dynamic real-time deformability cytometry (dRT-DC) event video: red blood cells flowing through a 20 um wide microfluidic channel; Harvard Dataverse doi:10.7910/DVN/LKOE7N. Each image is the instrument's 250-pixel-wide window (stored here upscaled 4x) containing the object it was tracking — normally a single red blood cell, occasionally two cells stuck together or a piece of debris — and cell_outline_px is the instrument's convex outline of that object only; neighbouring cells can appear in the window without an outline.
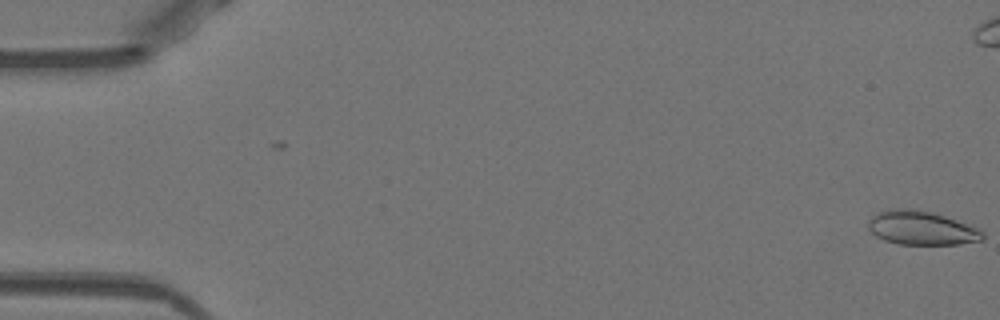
{"species": "Egyptian fruit bat (a non-hibernating species)", "species_latin": "Rousettus aegyptiacus", "temperature_condition": "warm", "stored_images_in_passage": 4, "camera_frame_rate_fps": 3000, "um_per_image_px": 0.085, "animal": {"sex": "female"}, "frame": {"image": 1, "passage_image": 4, "time_ms": 1.0, "image_size_px": [1000, 320], "cell_outline_px": [[984, 240], [960, 244], [900, 244], [884, 240], [876, 236], [868, 228], [868, 220], [872, 216], [880, 212], [892, 208], [916, 208], [932, 212], [956, 220], [976, 228], [984, 232]], "centroid_in_image_um": [78.31, 19.37], "position_along_channel_um": 6.7, "area_um2": 22.54}}